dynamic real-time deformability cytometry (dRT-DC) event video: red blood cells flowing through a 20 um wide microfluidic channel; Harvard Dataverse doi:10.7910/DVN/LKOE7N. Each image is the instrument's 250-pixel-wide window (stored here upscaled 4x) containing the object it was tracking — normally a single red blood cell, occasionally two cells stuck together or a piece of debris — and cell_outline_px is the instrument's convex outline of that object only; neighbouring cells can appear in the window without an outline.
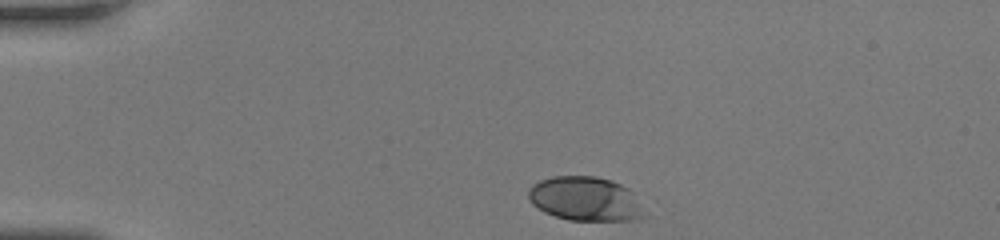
{"species": "human", "species_latin": "Homo sapiens", "temperature_condition": "room temperature", "stored_images_in_passage": 32, "camera_frame_rate_fps": 3000, "um_per_image_px": 0.085, "donor": {"sex": "female"}, "frame": {"image": 1, "passage_image": 1, "time_ms": 0.0, "image_size_px": [1000, 240], "cell_outline_px": [[648, 216], [632, 220], [568, 220], [544, 212], [532, 204], [528, 200], [528, 192], [532, 184], [540, 180], [552, 176], [596, 176], [612, 180], [628, 188], [632, 192]], "centroid_in_image_um": [49.75, 16.9], "position_along_channel_um": 35.3, "area_um2": 30.0}}
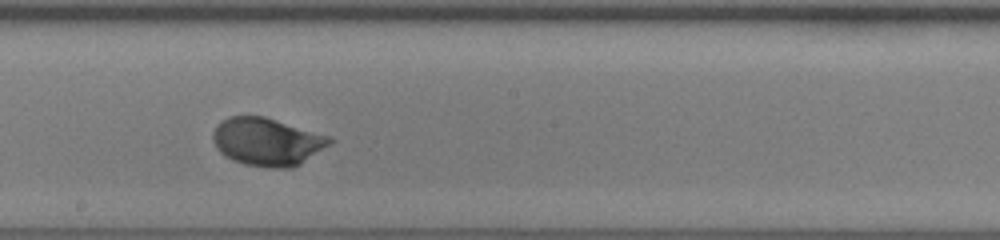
{"frame": {"image": 2, "passage_image": 19, "time_ms": 6.0, "image_size_px": [1000, 240], "cell_outline_px": [[336, 140], [300, 164], [292, 168], [268, 168], [244, 164], [232, 160], [220, 152], [216, 148], [212, 140], [212, 132], [216, 124], [228, 116], [264, 116], [332, 136]], "centroid_in_image_um": [22.7, 12.04], "position_along_channel_um": 225.5, "area_um2": 32.95}}
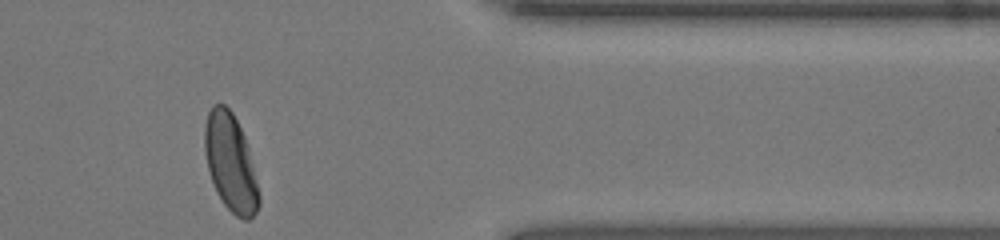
{"frame": {"image": 3, "passage_image": 32, "time_ms": 10.333, "image_size_px": [1000, 240], "cell_outline_px": [[260, 204], [256, 212], [248, 220], [244, 220], [236, 216], [224, 204], [216, 192], [208, 168], [204, 152], [204, 124], [208, 112], [212, 104], [224, 104], [232, 112], [244, 136], [248, 148], [260, 196]], "centroid_in_image_um": [19.58, 13.82], "position_along_channel_um": 391.8, "area_um2": 30.58}, "authors_computed_cell_mechanics": {"area_um2": 31.0386, "velocity_mm_per_s": 4.2014, "shape_relaxation_time_tau1_ms": 2.441, "shape_relaxation_time_tau2_ms": null, "deformation_change_tau1": 0.1402, "deformation_change_tau2": null}}